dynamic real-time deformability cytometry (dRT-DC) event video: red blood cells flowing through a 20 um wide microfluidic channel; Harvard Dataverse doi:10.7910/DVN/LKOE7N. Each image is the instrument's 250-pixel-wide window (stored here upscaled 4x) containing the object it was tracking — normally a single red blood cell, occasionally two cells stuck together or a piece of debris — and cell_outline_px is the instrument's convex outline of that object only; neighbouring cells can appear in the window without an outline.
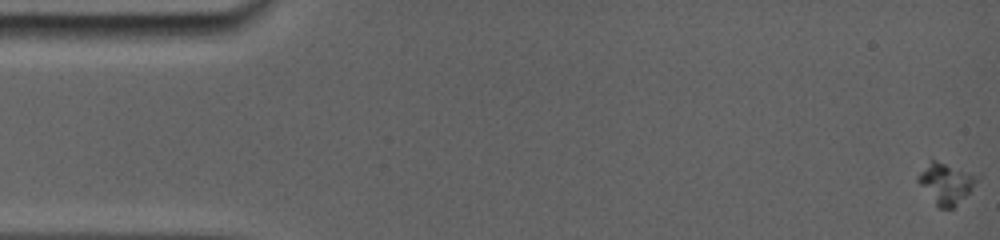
{"species": "common noctule bat (a hibernating species)", "species_latin": "Nyctalus noctula", "temperature_condition": "room temperature", "stored_images_in_passage": 22, "camera_frame_rate_fps": 5000, "um_per_image_px": 0.085, "animal": {"sex": "female", "body_mass_g": 19.0, "forearm_length_mm": 56.7}, "frame": {"image": 1, "passage_image": 1, "time_ms": 0.0, "image_size_px": [1000, 240], "cell_outline_px": [[972, 180], [968, 192], [952, 208], [936, 208], [916, 180], [932, 160], [972, 176]], "centroid_in_image_um": [80.25, 15.7], "position_along_channel_um": 4.7, "area_um2": 12.37}}
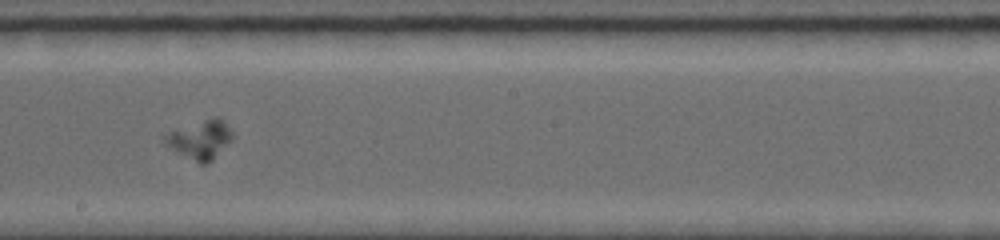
{"frame": {"image": 2, "passage_image": 16, "time_ms": 9.8, "image_size_px": [1000, 240], "cell_outline_px": [[232, 140], [208, 164], [200, 164], [180, 152], [168, 144], [164, 140], [164, 136], [172, 132], [204, 120], [216, 116], [220, 116], [224, 120], [232, 132]], "centroid_in_image_um": [17.13, 11.86], "position_along_channel_um": 231.1, "area_um2": 14.45}}
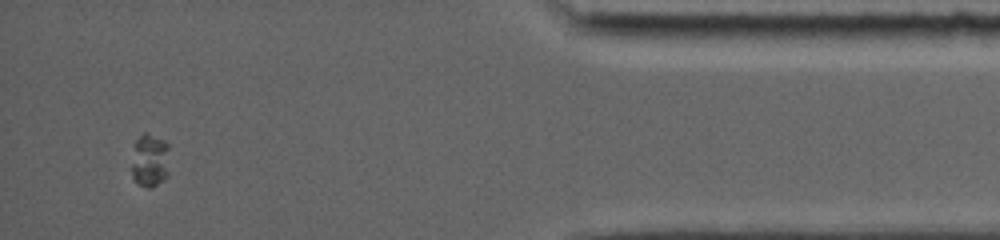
{"frame": {"image": 3, "passage_image": 22, "time_ms": 16.0, "image_size_px": [1000, 240], "cell_outline_px": [[168, 176], [152, 188], [148, 188], [140, 184], [132, 176], [132, 164], [136, 140], [144, 132], [164, 140], [168, 144]], "centroid_in_image_um": [12.76, 13.65], "position_along_channel_um": 422.4, "area_um2": 11.62}}